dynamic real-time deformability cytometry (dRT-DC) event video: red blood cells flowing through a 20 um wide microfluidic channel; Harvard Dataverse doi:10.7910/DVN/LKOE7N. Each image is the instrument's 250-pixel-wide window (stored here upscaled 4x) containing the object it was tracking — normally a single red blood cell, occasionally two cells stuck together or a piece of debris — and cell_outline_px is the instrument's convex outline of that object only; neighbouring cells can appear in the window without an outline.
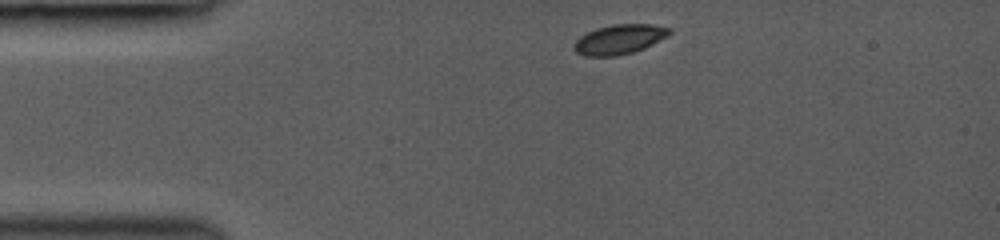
{"species": "common noctule bat (a hibernating species)", "species_latin": "Nyctalus noctula", "temperature_condition": "room temperature", "stored_images_in_passage": 35, "camera_frame_rate_fps": 3000, "um_per_image_px": 0.085, "animal": {"sex": "female", "body_mass_g": 19.0, "forearm_length_mm": 53.3}, "frame": {"image": 1, "passage_image": 1, "time_ms": 0.0, "image_size_px": [1000, 240], "cell_outline_px": [[672, 32], [668, 36], [644, 48], [632, 52], [616, 56], [584, 56], [576, 52], [572, 48], [572, 44], [580, 36], [596, 28], [612, 24], [652, 24], [672, 28]], "centroid_in_image_um": [52.64, 3.34], "position_along_channel_um": 32.4, "area_um2": 16.65}}
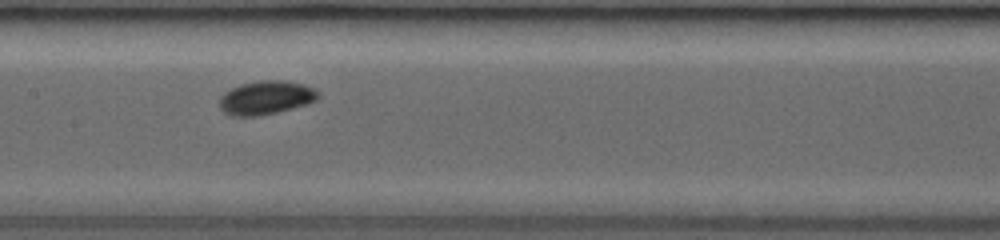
{"frame": {"image": 2, "passage_image": 15, "time_ms": 4.667, "image_size_px": [1000, 240], "cell_outline_px": [[320, 96], [316, 100], [308, 104], [260, 116], [232, 116], [224, 112], [220, 108], [220, 96], [224, 92], [240, 84], [260, 80], [284, 80], [304, 84], [316, 88], [320, 92]], "centroid_in_image_um": [22.64, 8.29], "position_along_channel_um": 184.8, "area_um2": 19.59}}
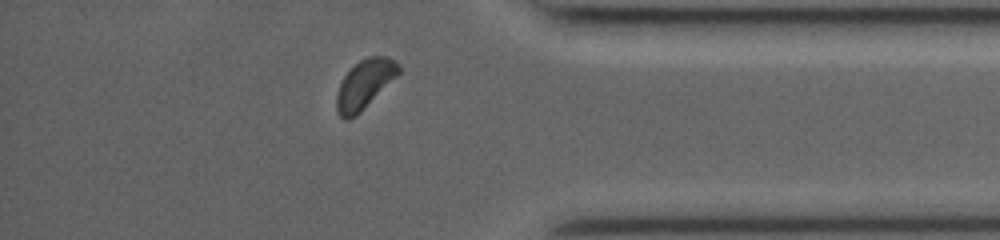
{"frame": {"image": 3, "passage_image": 31, "time_ms": 10.0, "image_size_px": [1000, 240], "cell_outline_px": [[400, 72], [356, 116], [348, 120], [344, 120], [340, 116], [336, 108], [336, 96], [340, 84], [344, 76], [360, 60], [368, 56], [384, 56], [400, 64]], "centroid_in_image_um": [30.97, 7.17], "position_along_channel_um": 404.2, "area_um2": 17.28}, "authors_computed_cell_mechanics": {"area_um2": 17.6868, "velocity_mm_per_s": 4.2532, "shape_relaxation_time_tau1_ms": 5.7005, "shape_relaxation_time_tau2_ms": null, "deformation_change_tau1": 0.1634, "deformation_change_tau2": null}}